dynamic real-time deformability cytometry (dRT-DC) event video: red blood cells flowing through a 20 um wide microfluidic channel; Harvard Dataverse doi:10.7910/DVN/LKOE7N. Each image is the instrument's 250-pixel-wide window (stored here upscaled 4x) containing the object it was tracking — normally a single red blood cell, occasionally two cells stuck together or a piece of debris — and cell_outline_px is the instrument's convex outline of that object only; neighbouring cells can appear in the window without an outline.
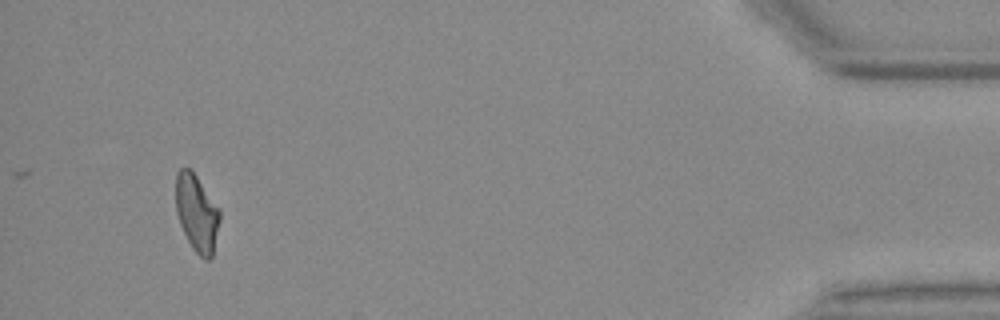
{"species": "Egyptian fruit bat (a non-hibernating species)", "species_latin": "Rousettus aegyptiacus", "temperature_condition": "warm", "stored_images_in_passage": 34, "camera_frame_rate_fps": 3000, "um_per_image_px": 0.085, "animal": {"sex": "female"}, "frame": {"image": 1, "passage_image": 34, "time_ms": 11.0, "image_size_px": [1000, 320], "cell_outline_px": [[220, 220], [212, 256], [208, 260], [204, 260], [192, 248], [180, 224], [176, 212], [176, 172], [180, 168], [188, 168], [196, 176], [220, 208]], "centroid_in_image_um": [16.73, 18.11], "position_along_channel_um": 418.5, "area_um2": 19.65}}